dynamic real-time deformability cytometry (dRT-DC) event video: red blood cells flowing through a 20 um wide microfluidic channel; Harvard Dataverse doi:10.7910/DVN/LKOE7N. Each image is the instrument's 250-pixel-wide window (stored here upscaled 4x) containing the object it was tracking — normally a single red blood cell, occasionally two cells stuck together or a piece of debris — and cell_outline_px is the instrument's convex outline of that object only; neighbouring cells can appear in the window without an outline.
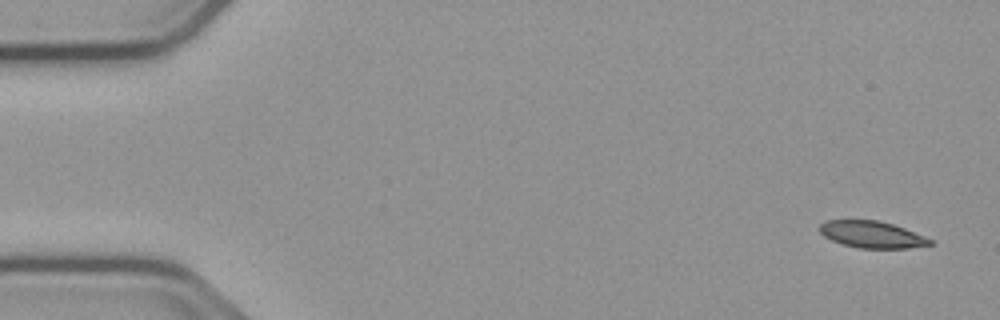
{"species": "common noctule bat (a hibernating species)", "species_latin": "Nyctalus noctula", "temperature_condition": "cold", "stored_images_in_passage": 54, "camera_frame_rate_fps": 3000, "um_per_image_px": 0.085, "animal": {"sex": "male", "body_mass_g": 23.1, "forearm_length_mm": 52.7}, "frame": {"image": 1, "passage_image": 1, "time_ms": 0.0, "image_size_px": [1000, 320], "cell_outline_px": [[932, 244], [908, 248], [860, 248], [844, 244], [832, 240], [824, 236], [820, 232], [820, 224], [824, 220], [876, 220], [892, 224], [904, 228], [924, 236], [932, 240]], "centroid_in_image_um": [74.09, 19.93], "position_along_channel_um": 10.9, "area_um2": 16.99}}
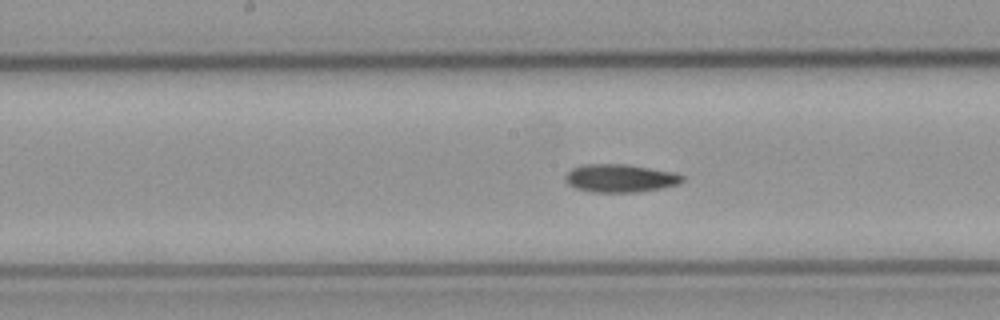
{"frame": {"image": 2, "passage_image": 26, "time_ms": 8.333, "image_size_px": [1000, 320], "cell_outline_px": [[684, 180], [680, 184], [664, 188], [636, 192], [592, 192], [576, 188], [568, 184], [564, 180], [564, 176], [572, 168], [584, 164], [624, 164], [676, 172], [684, 176]], "centroid_in_image_um": [52.74, 15.15], "position_along_channel_um": 195.5, "area_um2": 19.31}}
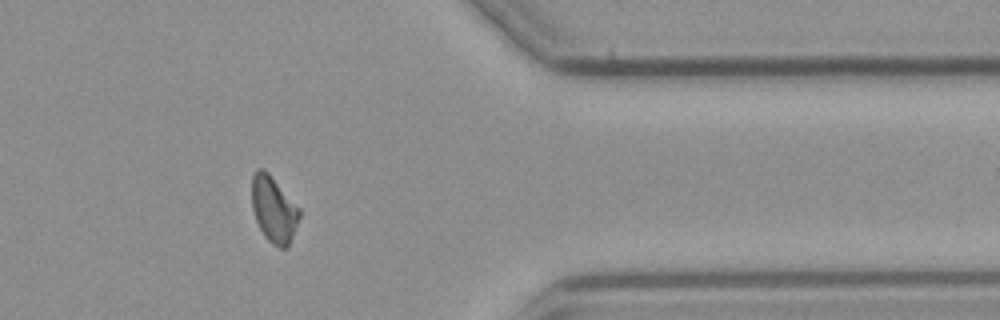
{"frame": {"image": 3, "passage_image": 43, "time_ms": 14.0, "image_size_px": [1000, 320], "cell_outline_px": [[300, 216], [288, 248], [280, 248], [272, 244], [264, 236], [256, 220], [252, 208], [252, 176], [256, 168], [260, 168], [268, 172], [300, 208]], "centroid_in_image_um": [23.27, 17.8], "position_along_channel_um": 388.1, "area_um2": 18.32}}